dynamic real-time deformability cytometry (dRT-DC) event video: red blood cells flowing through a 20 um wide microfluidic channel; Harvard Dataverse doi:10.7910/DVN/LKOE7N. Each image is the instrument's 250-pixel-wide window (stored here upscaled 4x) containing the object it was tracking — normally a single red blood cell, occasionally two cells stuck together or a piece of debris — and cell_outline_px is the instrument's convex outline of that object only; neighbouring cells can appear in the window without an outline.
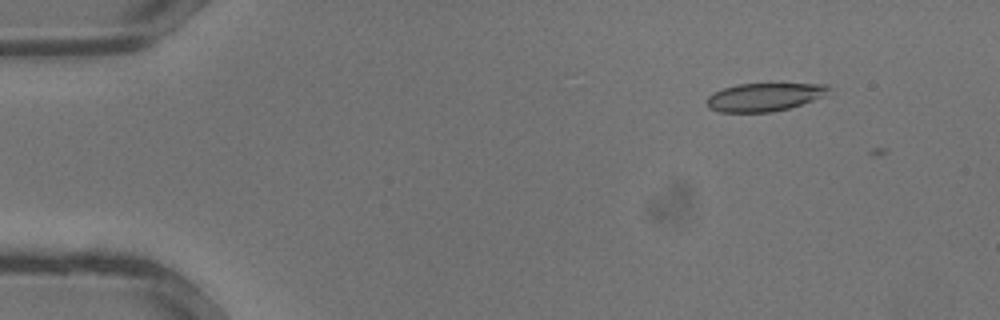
{"species": "common noctule bat (a hibernating species)", "species_latin": "Nyctalus noctula", "temperature_condition": "warm", "stored_images_in_passage": 2, "camera_frame_rate_fps": 3000, "um_per_image_px": 0.085, "animal": {"sex": "male", "body_mass_g": 13.3}, "frame": {"image": 1, "passage_image": 1, "time_ms": 0.0, "image_size_px": [1000, 320], "cell_outline_px": [[832, 88], [824, 96], [788, 108], [772, 112], [720, 112], [708, 108], [708, 96], [712, 92], [736, 84], [828, 84]], "centroid_in_image_um": [64.96, 8.24], "position_along_channel_um": 20.0, "area_um2": 19.88}}